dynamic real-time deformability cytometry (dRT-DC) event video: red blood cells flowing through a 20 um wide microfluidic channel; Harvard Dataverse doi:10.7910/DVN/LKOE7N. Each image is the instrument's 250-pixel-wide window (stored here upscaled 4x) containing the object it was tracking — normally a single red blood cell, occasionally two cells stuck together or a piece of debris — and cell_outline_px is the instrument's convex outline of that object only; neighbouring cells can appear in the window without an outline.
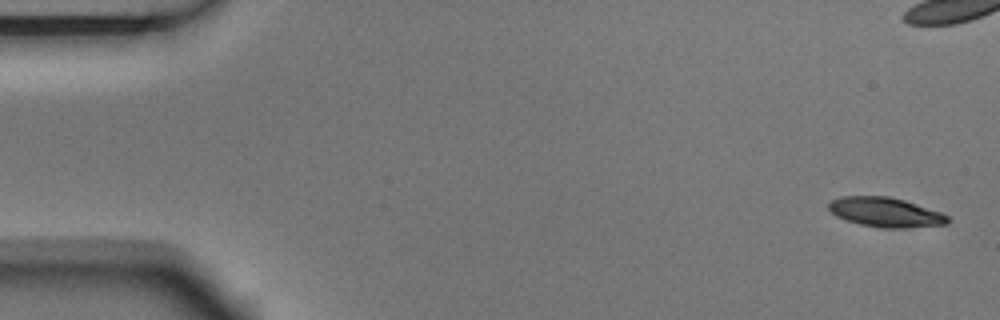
{"species": "Egyptian fruit bat (a non-hibernating species)", "species_latin": "Rousettus aegyptiacus", "temperature_condition": "room temperature", "stored_images_in_passage": 7, "camera_frame_rate_fps": 3000, "um_per_image_px": 0.085, "animal": {"sex": "male"}, "frame": {"image": 1, "passage_image": 1, "time_ms": 0.0, "image_size_px": [1000, 320], "cell_outline_px": [[948, 224], [904, 228], [880, 228], [860, 224], [844, 220], [836, 216], [828, 208], [828, 204], [832, 200], [840, 196], [888, 196], [904, 200], [940, 212], [948, 216]], "centroid_in_image_um": [75.23, 18.04], "position_along_channel_um": 9.8, "area_um2": 20.46}}
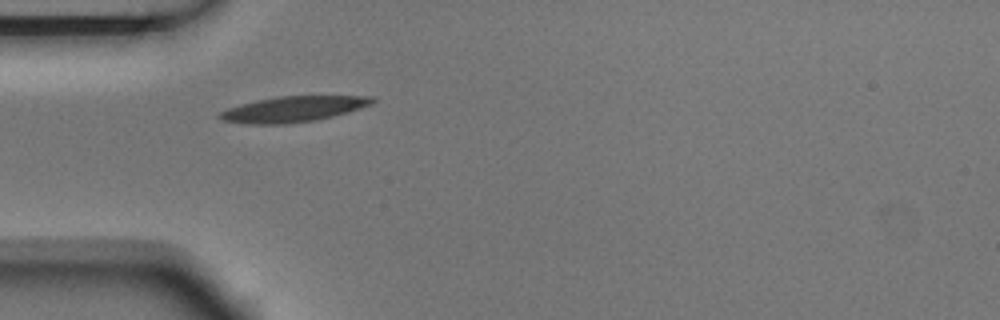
{"frame": {"image": 2, "passage_image": 6, "time_ms": 1.667, "image_size_px": [1000, 320], "cell_outline_px": [[376, 100], [372, 104], [348, 112], [316, 120], [288, 124], [248, 124], [220, 120], [216, 116], [220, 112], [228, 108], [260, 100], [280, 96], [376, 96]], "centroid_in_image_um": [24.95, 9.28], "position_along_channel_um": 60.1, "area_um2": 22.66}}
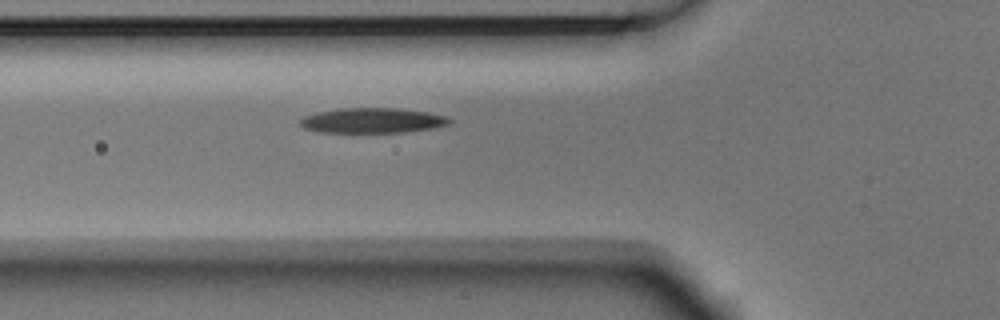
{"frame": {"image": 3, "passage_image": 7, "time_ms": 2.0, "image_size_px": [1000, 320], "cell_outline_px": [[452, 120], [448, 124], [436, 128], [404, 132], [320, 132], [304, 128], [300, 124], [300, 120], [304, 116], [320, 112], [340, 108], [392, 108], [428, 112], [448, 116]], "centroid_in_image_um": [31.7, 10.24], "position_along_channel_um": 94.1, "area_um2": 21.73}}